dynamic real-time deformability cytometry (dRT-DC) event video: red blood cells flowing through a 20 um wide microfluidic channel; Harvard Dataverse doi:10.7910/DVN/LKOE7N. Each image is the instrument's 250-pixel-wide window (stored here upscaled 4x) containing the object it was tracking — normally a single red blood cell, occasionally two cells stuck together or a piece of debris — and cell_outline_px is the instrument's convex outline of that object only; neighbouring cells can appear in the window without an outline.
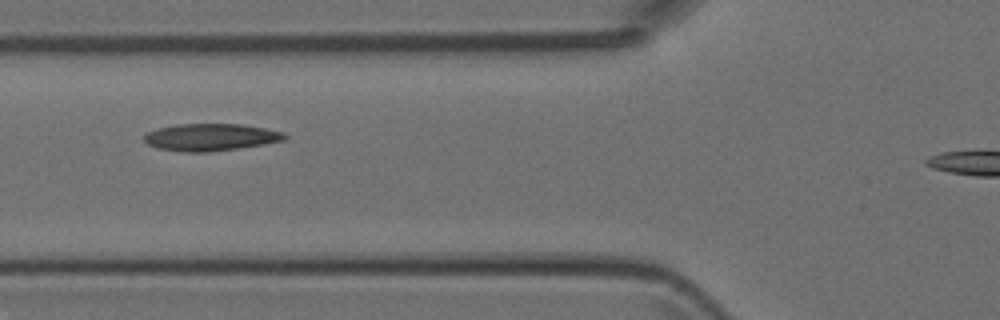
{"species": "Egyptian fruit bat (a non-hibernating species)", "species_latin": "Rousettus aegyptiacus", "temperature_condition": "room temperature", "stored_images_in_passage": 5, "camera_frame_rate_fps": 3000, "um_per_image_px": 0.085, "animal": {"sex": "female"}, "frame": {"image": 1, "passage_image": 5, "time_ms": 5.333, "image_size_px": [1000, 320], "cell_outline_px": [[288, 136], [284, 140], [264, 144], [208, 152], [184, 152], [156, 148], [148, 144], [144, 140], [144, 136], [148, 132], [160, 128], [176, 124], [240, 124], [264, 128], [284, 132]], "centroid_in_image_um": [17.9, 11.66], "position_along_channel_um": 107.9, "area_um2": 22.08}}